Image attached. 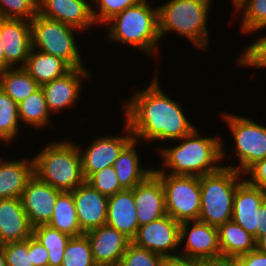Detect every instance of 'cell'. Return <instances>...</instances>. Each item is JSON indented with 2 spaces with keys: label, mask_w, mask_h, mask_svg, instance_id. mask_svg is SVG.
I'll use <instances>...</instances> for the list:
<instances>
[{
  "label": "cell",
  "mask_w": 266,
  "mask_h": 266,
  "mask_svg": "<svg viewBox=\"0 0 266 266\" xmlns=\"http://www.w3.org/2000/svg\"><path fill=\"white\" fill-rule=\"evenodd\" d=\"M154 68L153 78L151 77L150 83H145L148 86L143 84L139 89L133 87V94L120 103L124 105L120 108L122 120L130 126L134 139L145 143L149 148L151 145L148 144L156 142V150H153L155 153L163 143L179 140L198 126L186 115L188 112L184 111L181 99H173L171 94L163 91L162 82H159L160 69L157 66Z\"/></svg>",
  "instance_id": "1"
},
{
  "label": "cell",
  "mask_w": 266,
  "mask_h": 266,
  "mask_svg": "<svg viewBox=\"0 0 266 266\" xmlns=\"http://www.w3.org/2000/svg\"><path fill=\"white\" fill-rule=\"evenodd\" d=\"M205 134L196 127L183 138L172 141V145L171 142L164 144L156 151L161 167L153 168V172L200 177L220 170L223 167L222 135Z\"/></svg>",
  "instance_id": "2"
},
{
  "label": "cell",
  "mask_w": 266,
  "mask_h": 266,
  "mask_svg": "<svg viewBox=\"0 0 266 266\" xmlns=\"http://www.w3.org/2000/svg\"><path fill=\"white\" fill-rule=\"evenodd\" d=\"M152 0H141L108 20L103 26L106 42L133 48L144 53L155 64L161 65L159 56L162 41L159 36L158 5ZM154 56V57H153ZM158 60V61H157Z\"/></svg>",
  "instance_id": "3"
},
{
  "label": "cell",
  "mask_w": 266,
  "mask_h": 266,
  "mask_svg": "<svg viewBox=\"0 0 266 266\" xmlns=\"http://www.w3.org/2000/svg\"><path fill=\"white\" fill-rule=\"evenodd\" d=\"M214 0H165L158 5L159 36L178 34L196 50L209 53V19ZM165 38V39H164Z\"/></svg>",
  "instance_id": "4"
},
{
  "label": "cell",
  "mask_w": 266,
  "mask_h": 266,
  "mask_svg": "<svg viewBox=\"0 0 266 266\" xmlns=\"http://www.w3.org/2000/svg\"><path fill=\"white\" fill-rule=\"evenodd\" d=\"M65 137V138H64ZM45 143L33 155L34 175L61 191H73L86 181L76 140L64 136Z\"/></svg>",
  "instance_id": "5"
},
{
  "label": "cell",
  "mask_w": 266,
  "mask_h": 266,
  "mask_svg": "<svg viewBox=\"0 0 266 266\" xmlns=\"http://www.w3.org/2000/svg\"><path fill=\"white\" fill-rule=\"evenodd\" d=\"M227 111L219 113V116L221 120L223 119L224 126L228 128V135L232 136L233 146H230L231 150L226 145L227 142H224L227 138L224 140V136H222L223 166L232 168L243 175L253 164L266 158V124L263 125L262 122L260 123L257 119L254 120L249 116ZM228 152H231V157L228 156ZM235 159L237 161H234ZM228 160H231L230 164ZM232 161L235 164H232Z\"/></svg>",
  "instance_id": "6"
},
{
  "label": "cell",
  "mask_w": 266,
  "mask_h": 266,
  "mask_svg": "<svg viewBox=\"0 0 266 266\" xmlns=\"http://www.w3.org/2000/svg\"><path fill=\"white\" fill-rule=\"evenodd\" d=\"M244 176L222 167L217 172L200 176L201 210L198 221L219 227L231 221L237 185Z\"/></svg>",
  "instance_id": "7"
},
{
  "label": "cell",
  "mask_w": 266,
  "mask_h": 266,
  "mask_svg": "<svg viewBox=\"0 0 266 266\" xmlns=\"http://www.w3.org/2000/svg\"><path fill=\"white\" fill-rule=\"evenodd\" d=\"M82 34L85 36V33L76 27L40 14L31 20L32 48L64 60L71 68L86 66L83 59L85 57L82 56L83 50L79 46L81 44L77 41Z\"/></svg>",
  "instance_id": "8"
},
{
  "label": "cell",
  "mask_w": 266,
  "mask_h": 266,
  "mask_svg": "<svg viewBox=\"0 0 266 266\" xmlns=\"http://www.w3.org/2000/svg\"><path fill=\"white\" fill-rule=\"evenodd\" d=\"M155 174L164 187L166 214L179 223L198 220L201 210L200 177Z\"/></svg>",
  "instance_id": "9"
},
{
  "label": "cell",
  "mask_w": 266,
  "mask_h": 266,
  "mask_svg": "<svg viewBox=\"0 0 266 266\" xmlns=\"http://www.w3.org/2000/svg\"><path fill=\"white\" fill-rule=\"evenodd\" d=\"M120 133L98 135L87 146L76 141L85 179L103 168L113 166L122 150L134 139L130 126L123 120Z\"/></svg>",
  "instance_id": "10"
},
{
  "label": "cell",
  "mask_w": 266,
  "mask_h": 266,
  "mask_svg": "<svg viewBox=\"0 0 266 266\" xmlns=\"http://www.w3.org/2000/svg\"><path fill=\"white\" fill-rule=\"evenodd\" d=\"M72 68L64 76L41 86L48 110L53 118L66 110L71 111L81 100L86 81H92L93 73L89 67ZM85 81V82H84ZM84 84V85H83ZM71 109V110H70ZM56 113V114H55ZM58 113V114H57ZM55 114V115H54Z\"/></svg>",
  "instance_id": "11"
},
{
  "label": "cell",
  "mask_w": 266,
  "mask_h": 266,
  "mask_svg": "<svg viewBox=\"0 0 266 266\" xmlns=\"http://www.w3.org/2000/svg\"><path fill=\"white\" fill-rule=\"evenodd\" d=\"M180 223L165 215L139 226L132 242L141 248L164 256L167 260L179 258Z\"/></svg>",
  "instance_id": "12"
},
{
  "label": "cell",
  "mask_w": 266,
  "mask_h": 266,
  "mask_svg": "<svg viewBox=\"0 0 266 266\" xmlns=\"http://www.w3.org/2000/svg\"><path fill=\"white\" fill-rule=\"evenodd\" d=\"M219 255L217 227L198 220L180 223V259L201 261Z\"/></svg>",
  "instance_id": "13"
},
{
  "label": "cell",
  "mask_w": 266,
  "mask_h": 266,
  "mask_svg": "<svg viewBox=\"0 0 266 266\" xmlns=\"http://www.w3.org/2000/svg\"><path fill=\"white\" fill-rule=\"evenodd\" d=\"M38 14L76 27L87 34L97 27L92 15L91 0H38Z\"/></svg>",
  "instance_id": "14"
},
{
  "label": "cell",
  "mask_w": 266,
  "mask_h": 266,
  "mask_svg": "<svg viewBox=\"0 0 266 266\" xmlns=\"http://www.w3.org/2000/svg\"><path fill=\"white\" fill-rule=\"evenodd\" d=\"M0 37L4 47L5 70L24 67L32 49L31 21L0 18Z\"/></svg>",
  "instance_id": "15"
},
{
  "label": "cell",
  "mask_w": 266,
  "mask_h": 266,
  "mask_svg": "<svg viewBox=\"0 0 266 266\" xmlns=\"http://www.w3.org/2000/svg\"><path fill=\"white\" fill-rule=\"evenodd\" d=\"M61 190L40 181L35 175L22 191L21 202L32 227L47 225Z\"/></svg>",
  "instance_id": "16"
},
{
  "label": "cell",
  "mask_w": 266,
  "mask_h": 266,
  "mask_svg": "<svg viewBox=\"0 0 266 266\" xmlns=\"http://www.w3.org/2000/svg\"><path fill=\"white\" fill-rule=\"evenodd\" d=\"M91 245L97 266H119L128 245L132 242L124 233L103 225L84 233Z\"/></svg>",
  "instance_id": "17"
},
{
  "label": "cell",
  "mask_w": 266,
  "mask_h": 266,
  "mask_svg": "<svg viewBox=\"0 0 266 266\" xmlns=\"http://www.w3.org/2000/svg\"><path fill=\"white\" fill-rule=\"evenodd\" d=\"M76 215L81 230L86 233L106 225L108 197L86 181L72 191Z\"/></svg>",
  "instance_id": "18"
},
{
  "label": "cell",
  "mask_w": 266,
  "mask_h": 266,
  "mask_svg": "<svg viewBox=\"0 0 266 266\" xmlns=\"http://www.w3.org/2000/svg\"><path fill=\"white\" fill-rule=\"evenodd\" d=\"M133 198L139 226L166 215L164 187L154 172L133 188Z\"/></svg>",
  "instance_id": "19"
},
{
  "label": "cell",
  "mask_w": 266,
  "mask_h": 266,
  "mask_svg": "<svg viewBox=\"0 0 266 266\" xmlns=\"http://www.w3.org/2000/svg\"><path fill=\"white\" fill-rule=\"evenodd\" d=\"M265 190L243 179L238 185L233 200L232 221L255 238L258 236V212L264 201Z\"/></svg>",
  "instance_id": "20"
},
{
  "label": "cell",
  "mask_w": 266,
  "mask_h": 266,
  "mask_svg": "<svg viewBox=\"0 0 266 266\" xmlns=\"http://www.w3.org/2000/svg\"><path fill=\"white\" fill-rule=\"evenodd\" d=\"M33 235V227L20 198L0 200V246L21 242Z\"/></svg>",
  "instance_id": "21"
},
{
  "label": "cell",
  "mask_w": 266,
  "mask_h": 266,
  "mask_svg": "<svg viewBox=\"0 0 266 266\" xmlns=\"http://www.w3.org/2000/svg\"><path fill=\"white\" fill-rule=\"evenodd\" d=\"M0 156V200L20 198L27 182L34 176L32 154L25 158ZM5 158V159H4Z\"/></svg>",
  "instance_id": "22"
},
{
  "label": "cell",
  "mask_w": 266,
  "mask_h": 266,
  "mask_svg": "<svg viewBox=\"0 0 266 266\" xmlns=\"http://www.w3.org/2000/svg\"><path fill=\"white\" fill-rule=\"evenodd\" d=\"M106 225L124 233L131 240L136 236L139 223L133 189H124L108 197Z\"/></svg>",
  "instance_id": "23"
},
{
  "label": "cell",
  "mask_w": 266,
  "mask_h": 266,
  "mask_svg": "<svg viewBox=\"0 0 266 266\" xmlns=\"http://www.w3.org/2000/svg\"><path fill=\"white\" fill-rule=\"evenodd\" d=\"M141 142L133 139L120 153L113 167L120 185L124 189H133L153 172L152 166H144L138 147Z\"/></svg>",
  "instance_id": "24"
},
{
  "label": "cell",
  "mask_w": 266,
  "mask_h": 266,
  "mask_svg": "<svg viewBox=\"0 0 266 266\" xmlns=\"http://www.w3.org/2000/svg\"><path fill=\"white\" fill-rule=\"evenodd\" d=\"M18 117L21 126L23 125L22 127L25 129L22 131L25 133L27 130H29V133L27 132L26 136L24 137L29 136L30 140L31 137H33L32 133L37 134L33 131H44L45 128V131L42 132L45 133L46 129H49V127L55 125L53 124V116L48 110L45 95L41 87L29 95L26 99L18 103Z\"/></svg>",
  "instance_id": "25"
},
{
  "label": "cell",
  "mask_w": 266,
  "mask_h": 266,
  "mask_svg": "<svg viewBox=\"0 0 266 266\" xmlns=\"http://www.w3.org/2000/svg\"><path fill=\"white\" fill-rule=\"evenodd\" d=\"M23 68L40 86L64 76L72 69L64 60L33 48Z\"/></svg>",
  "instance_id": "26"
},
{
  "label": "cell",
  "mask_w": 266,
  "mask_h": 266,
  "mask_svg": "<svg viewBox=\"0 0 266 266\" xmlns=\"http://www.w3.org/2000/svg\"><path fill=\"white\" fill-rule=\"evenodd\" d=\"M221 255L239 257L256 249V239L234 221L218 227Z\"/></svg>",
  "instance_id": "27"
},
{
  "label": "cell",
  "mask_w": 266,
  "mask_h": 266,
  "mask_svg": "<svg viewBox=\"0 0 266 266\" xmlns=\"http://www.w3.org/2000/svg\"><path fill=\"white\" fill-rule=\"evenodd\" d=\"M232 7L234 17L231 15L229 23L233 24L234 18L240 21L241 36L266 30V0H238Z\"/></svg>",
  "instance_id": "28"
},
{
  "label": "cell",
  "mask_w": 266,
  "mask_h": 266,
  "mask_svg": "<svg viewBox=\"0 0 266 266\" xmlns=\"http://www.w3.org/2000/svg\"><path fill=\"white\" fill-rule=\"evenodd\" d=\"M54 206L53 215L47 225L71 237L84 234L77 220L72 191H61Z\"/></svg>",
  "instance_id": "29"
},
{
  "label": "cell",
  "mask_w": 266,
  "mask_h": 266,
  "mask_svg": "<svg viewBox=\"0 0 266 266\" xmlns=\"http://www.w3.org/2000/svg\"><path fill=\"white\" fill-rule=\"evenodd\" d=\"M40 87L23 67L7 68L0 73V88L17 104Z\"/></svg>",
  "instance_id": "30"
},
{
  "label": "cell",
  "mask_w": 266,
  "mask_h": 266,
  "mask_svg": "<svg viewBox=\"0 0 266 266\" xmlns=\"http://www.w3.org/2000/svg\"><path fill=\"white\" fill-rule=\"evenodd\" d=\"M21 128L23 129L18 117V104L0 88V144L11 147L19 140Z\"/></svg>",
  "instance_id": "31"
},
{
  "label": "cell",
  "mask_w": 266,
  "mask_h": 266,
  "mask_svg": "<svg viewBox=\"0 0 266 266\" xmlns=\"http://www.w3.org/2000/svg\"><path fill=\"white\" fill-rule=\"evenodd\" d=\"M33 236L47 249L49 253V266H61L66 245L71 236L49 225L34 227Z\"/></svg>",
  "instance_id": "32"
},
{
  "label": "cell",
  "mask_w": 266,
  "mask_h": 266,
  "mask_svg": "<svg viewBox=\"0 0 266 266\" xmlns=\"http://www.w3.org/2000/svg\"><path fill=\"white\" fill-rule=\"evenodd\" d=\"M258 33L259 35H256ZM250 35H252L251 38L256 35L255 40L253 39V42L250 41V44H246V47L244 46V49H241V55L238 54V56H235L234 64L243 70L246 68H256L257 70L266 69V33L263 34L262 30L253 32Z\"/></svg>",
  "instance_id": "33"
},
{
  "label": "cell",
  "mask_w": 266,
  "mask_h": 266,
  "mask_svg": "<svg viewBox=\"0 0 266 266\" xmlns=\"http://www.w3.org/2000/svg\"><path fill=\"white\" fill-rule=\"evenodd\" d=\"M61 266H97L90 242L85 234L70 238Z\"/></svg>",
  "instance_id": "34"
},
{
  "label": "cell",
  "mask_w": 266,
  "mask_h": 266,
  "mask_svg": "<svg viewBox=\"0 0 266 266\" xmlns=\"http://www.w3.org/2000/svg\"><path fill=\"white\" fill-rule=\"evenodd\" d=\"M167 263L168 260L164 256L131 242L123 254L119 266H167Z\"/></svg>",
  "instance_id": "35"
},
{
  "label": "cell",
  "mask_w": 266,
  "mask_h": 266,
  "mask_svg": "<svg viewBox=\"0 0 266 266\" xmlns=\"http://www.w3.org/2000/svg\"><path fill=\"white\" fill-rule=\"evenodd\" d=\"M141 0H91L92 15L98 28L116 14L133 6Z\"/></svg>",
  "instance_id": "36"
},
{
  "label": "cell",
  "mask_w": 266,
  "mask_h": 266,
  "mask_svg": "<svg viewBox=\"0 0 266 266\" xmlns=\"http://www.w3.org/2000/svg\"><path fill=\"white\" fill-rule=\"evenodd\" d=\"M38 14V0H0V18L31 21Z\"/></svg>",
  "instance_id": "37"
},
{
  "label": "cell",
  "mask_w": 266,
  "mask_h": 266,
  "mask_svg": "<svg viewBox=\"0 0 266 266\" xmlns=\"http://www.w3.org/2000/svg\"><path fill=\"white\" fill-rule=\"evenodd\" d=\"M86 182L107 197L124 190L119 183L117 173L113 166L95 172L86 179Z\"/></svg>",
  "instance_id": "38"
},
{
  "label": "cell",
  "mask_w": 266,
  "mask_h": 266,
  "mask_svg": "<svg viewBox=\"0 0 266 266\" xmlns=\"http://www.w3.org/2000/svg\"><path fill=\"white\" fill-rule=\"evenodd\" d=\"M6 266H34L28 251V239L21 242H10L1 245Z\"/></svg>",
  "instance_id": "39"
},
{
  "label": "cell",
  "mask_w": 266,
  "mask_h": 266,
  "mask_svg": "<svg viewBox=\"0 0 266 266\" xmlns=\"http://www.w3.org/2000/svg\"><path fill=\"white\" fill-rule=\"evenodd\" d=\"M243 176L249 184L266 191V158L253 164Z\"/></svg>",
  "instance_id": "40"
},
{
  "label": "cell",
  "mask_w": 266,
  "mask_h": 266,
  "mask_svg": "<svg viewBox=\"0 0 266 266\" xmlns=\"http://www.w3.org/2000/svg\"><path fill=\"white\" fill-rule=\"evenodd\" d=\"M28 251L31 254L32 265L49 266L47 249L33 235L28 238Z\"/></svg>",
  "instance_id": "41"
},
{
  "label": "cell",
  "mask_w": 266,
  "mask_h": 266,
  "mask_svg": "<svg viewBox=\"0 0 266 266\" xmlns=\"http://www.w3.org/2000/svg\"><path fill=\"white\" fill-rule=\"evenodd\" d=\"M242 266H266V253L258 249L239 256Z\"/></svg>",
  "instance_id": "42"
},
{
  "label": "cell",
  "mask_w": 266,
  "mask_h": 266,
  "mask_svg": "<svg viewBox=\"0 0 266 266\" xmlns=\"http://www.w3.org/2000/svg\"><path fill=\"white\" fill-rule=\"evenodd\" d=\"M201 266H242L239 257L219 255L201 260Z\"/></svg>",
  "instance_id": "43"
},
{
  "label": "cell",
  "mask_w": 266,
  "mask_h": 266,
  "mask_svg": "<svg viewBox=\"0 0 266 266\" xmlns=\"http://www.w3.org/2000/svg\"><path fill=\"white\" fill-rule=\"evenodd\" d=\"M266 235V206L261 205L258 212V236L256 240L260 237Z\"/></svg>",
  "instance_id": "44"
},
{
  "label": "cell",
  "mask_w": 266,
  "mask_h": 266,
  "mask_svg": "<svg viewBox=\"0 0 266 266\" xmlns=\"http://www.w3.org/2000/svg\"><path fill=\"white\" fill-rule=\"evenodd\" d=\"M167 266H201V262L177 258L174 260H168Z\"/></svg>",
  "instance_id": "45"
},
{
  "label": "cell",
  "mask_w": 266,
  "mask_h": 266,
  "mask_svg": "<svg viewBox=\"0 0 266 266\" xmlns=\"http://www.w3.org/2000/svg\"><path fill=\"white\" fill-rule=\"evenodd\" d=\"M256 249L266 253V235L260 236L256 240Z\"/></svg>",
  "instance_id": "46"
},
{
  "label": "cell",
  "mask_w": 266,
  "mask_h": 266,
  "mask_svg": "<svg viewBox=\"0 0 266 266\" xmlns=\"http://www.w3.org/2000/svg\"><path fill=\"white\" fill-rule=\"evenodd\" d=\"M3 41L0 37V73L5 70V57H4Z\"/></svg>",
  "instance_id": "47"
},
{
  "label": "cell",
  "mask_w": 266,
  "mask_h": 266,
  "mask_svg": "<svg viewBox=\"0 0 266 266\" xmlns=\"http://www.w3.org/2000/svg\"><path fill=\"white\" fill-rule=\"evenodd\" d=\"M0 266H6L5 255L1 246H0Z\"/></svg>",
  "instance_id": "48"
},
{
  "label": "cell",
  "mask_w": 266,
  "mask_h": 266,
  "mask_svg": "<svg viewBox=\"0 0 266 266\" xmlns=\"http://www.w3.org/2000/svg\"><path fill=\"white\" fill-rule=\"evenodd\" d=\"M232 4V6L238 1V0H229Z\"/></svg>",
  "instance_id": "49"
},
{
  "label": "cell",
  "mask_w": 266,
  "mask_h": 266,
  "mask_svg": "<svg viewBox=\"0 0 266 266\" xmlns=\"http://www.w3.org/2000/svg\"><path fill=\"white\" fill-rule=\"evenodd\" d=\"M263 204L266 206V191H265V195H264V201Z\"/></svg>",
  "instance_id": "50"
}]
</instances>
